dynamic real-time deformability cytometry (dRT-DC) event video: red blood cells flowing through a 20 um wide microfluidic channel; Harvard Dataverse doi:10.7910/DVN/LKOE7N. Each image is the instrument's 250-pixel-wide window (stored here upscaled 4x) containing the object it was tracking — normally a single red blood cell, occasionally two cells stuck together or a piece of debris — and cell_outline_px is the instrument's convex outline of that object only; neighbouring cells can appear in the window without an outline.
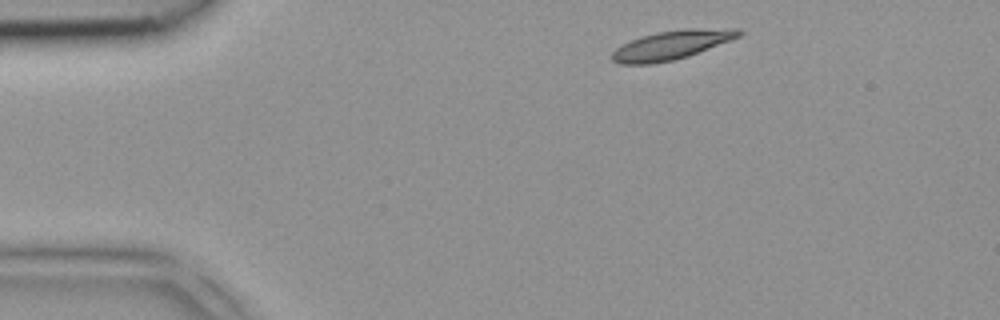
{"species": "common noctule bat (a hibernating species)", "species_latin": "Nyctalus noctula", "temperature_condition": "room temperature", "stored_images_in_passage": 3, "camera_frame_rate_fps": 3000, "um_per_image_px": 0.085, "animal": {"sex": "female", "body_mass_g": 18.4}, "frame": {"image": 1, "passage_image": 1, "time_ms": 0.0, "image_size_px": [1000, 320], "cell_outline_px": [[744, 32], [740, 36], [688, 56], [672, 60], [652, 64], [620, 64], [612, 60], [612, 52], [620, 44], [640, 36], [656, 32], [688, 28], [740, 28]], "centroid_in_image_um": [57.07, 3.81], "position_along_channel_um": 27.9, "area_um2": 21.5}}
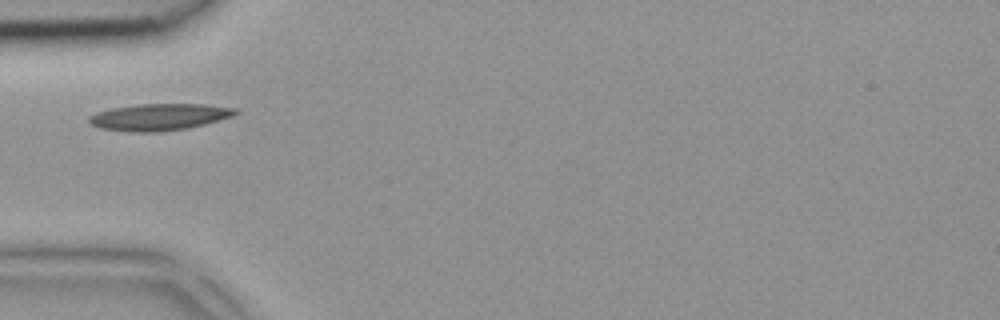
{"frame": {"image": 2, "passage_image": 3, "time_ms": 0.667, "image_size_px": [1000, 320], "cell_outline_px": [[240, 112], [232, 116], [204, 124], [188, 128], [156, 132], [132, 132], [100, 128], [92, 124], [88, 120], [88, 116], [96, 112], [112, 108], [140, 104], [204, 104], [236, 108]], "centroid_in_image_um": [13.53, 9.94], "position_along_channel_um": 71.5, "area_um2": 22.72}}